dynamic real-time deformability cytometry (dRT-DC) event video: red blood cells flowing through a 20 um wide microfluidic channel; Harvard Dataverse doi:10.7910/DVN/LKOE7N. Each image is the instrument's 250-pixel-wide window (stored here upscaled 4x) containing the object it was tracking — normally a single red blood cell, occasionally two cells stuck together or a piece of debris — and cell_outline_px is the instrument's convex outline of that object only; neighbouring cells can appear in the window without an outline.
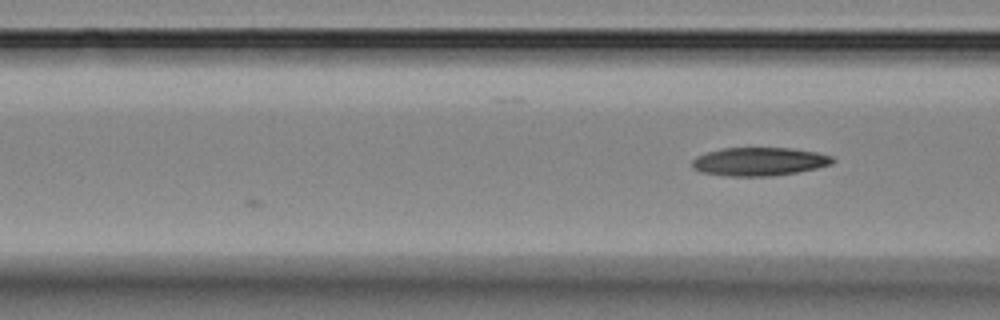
{"species": "Egyptian fruit bat (a non-hibernating species)", "species_latin": "Rousettus aegyptiacus", "temperature_condition": "room temperature", "stored_images_in_passage": 6, "camera_frame_rate_fps": 3000, "um_per_image_px": 0.085, "animal": {"sex": "female"}, "frame": {"image": 1, "passage_image": 4, "time_ms": 3.333, "image_size_px": [1000, 320], "cell_outline_px": [[836, 160], [832, 164], [816, 168], [796, 172], [772, 176], [728, 176], [700, 172], [692, 168], [692, 160], [696, 156], [708, 152], [724, 148], [792, 148], [816, 152], [832, 156]], "centroid_in_image_um": [64.53, 13.73], "position_along_channel_um": 102.1, "area_um2": 23.24}}